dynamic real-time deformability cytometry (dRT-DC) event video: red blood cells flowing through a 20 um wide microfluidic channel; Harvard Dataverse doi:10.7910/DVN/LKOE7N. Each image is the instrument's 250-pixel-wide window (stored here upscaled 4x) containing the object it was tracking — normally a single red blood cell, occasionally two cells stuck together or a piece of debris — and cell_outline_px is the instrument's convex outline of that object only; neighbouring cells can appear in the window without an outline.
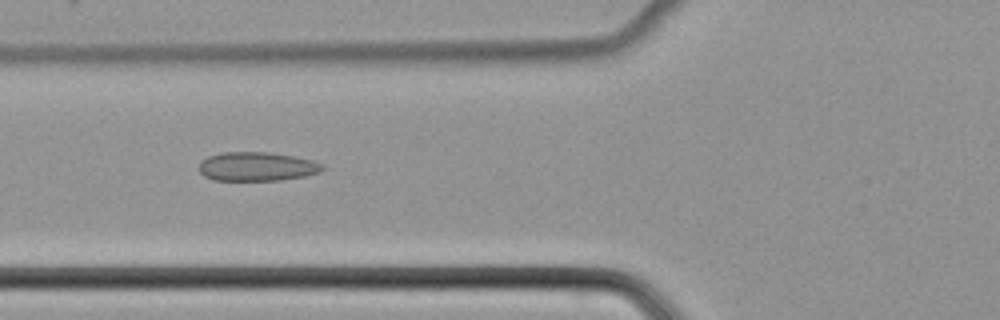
{"species": "common noctule bat (a hibernating species)", "species_latin": "Nyctalus noctula", "temperature_condition": "cold", "stored_images_in_passage": 41, "camera_frame_rate_fps": 3000, "um_per_image_px": 0.085, "animal": {"sex": "female", "body_mass_g": 22.7, "forearm_length_mm": 54.2}, "frame": {"image": 1, "passage_image": 10, "time_ms": 3.0, "image_size_px": [1000, 320], "cell_outline_px": [[324, 168], [320, 172], [304, 176], [280, 180], [212, 180], [204, 176], [200, 172], [200, 160], [208, 156], [224, 152], [268, 152], [292, 156], [312, 160], [324, 164]], "centroid_in_image_um": [21.83, 14.15], "position_along_channel_um": 104.0, "area_um2": 20.81}}
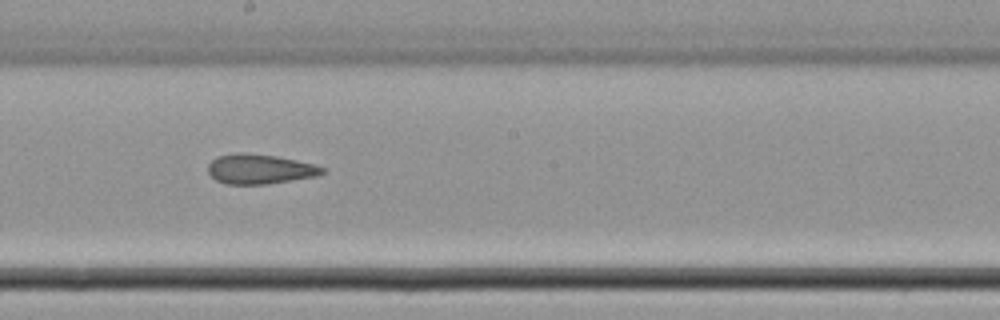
{"frame": {"image": 2, "passage_image": 19, "time_ms": 6.0, "image_size_px": [1000, 320], "cell_outline_px": [[328, 168], [324, 172], [316, 176], [264, 184], [224, 184], [216, 180], [208, 172], [208, 164], [216, 156], [236, 152], [244, 152], [276, 156], [316, 164]], "centroid_in_image_um": [22.07, 14.35], "position_along_channel_um": 226.1, "area_um2": 19.94}}
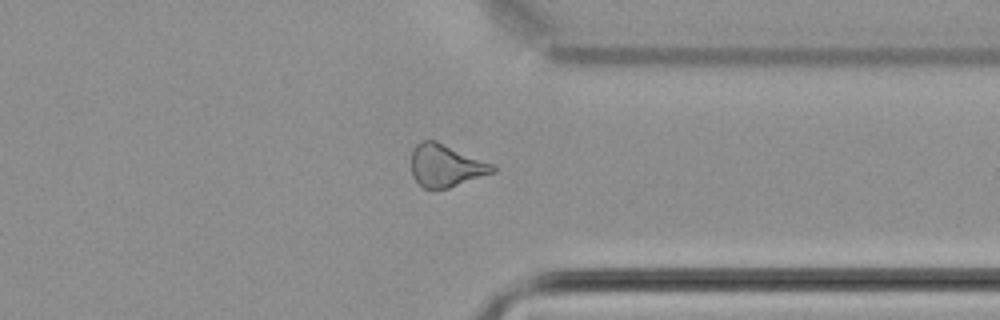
{"frame": {"image": 3, "passage_image": 30, "time_ms": 9.667, "image_size_px": [1000, 320], "cell_outline_px": [[496, 172], [448, 188], [424, 188], [412, 176], [412, 148], [420, 140], [436, 140], [496, 164]], "centroid_in_image_um": [37.93, 14.05], "position_along_channel_um": 373.5, "area_um2": 20.4}}